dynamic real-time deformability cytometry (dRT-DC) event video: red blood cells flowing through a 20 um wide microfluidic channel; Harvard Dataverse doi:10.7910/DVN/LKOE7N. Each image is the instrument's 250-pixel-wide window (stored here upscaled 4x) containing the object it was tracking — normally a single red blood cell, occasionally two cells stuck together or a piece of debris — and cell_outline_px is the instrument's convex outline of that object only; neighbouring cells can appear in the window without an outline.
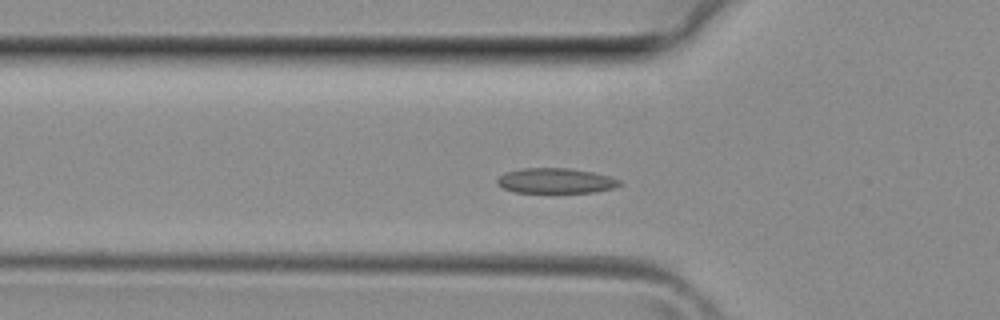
{"species": "common noctule bat (a hibernating species)", "species_latin": "Nyctalus noctula", "temperature_condition": "room temperature", "stored_images_in_passage": 32, "camera_frame_rate_fps": 3000, "um_per_image_px": 0.085, "animal": {"sex": "female", "body_mass_g": 29.2, "forearm_length_mm": 56.3}, "frame": {"image": 1, "passage_image": 9, "time_ms": 2.667, "image_size_px": [1000, 320], "cell_outline_px": [[624, 184], [616, 188], [596, 192], [512, 192], [496, 184], [496, 180], [504, 172], [520, 168], [568, 168], [592, 172], [612, 176], [620, 180]], "centroid_in_image_um": [47.27, 15.36], "position_along_channel_um": 78.5, "area_um2": 18.21}}
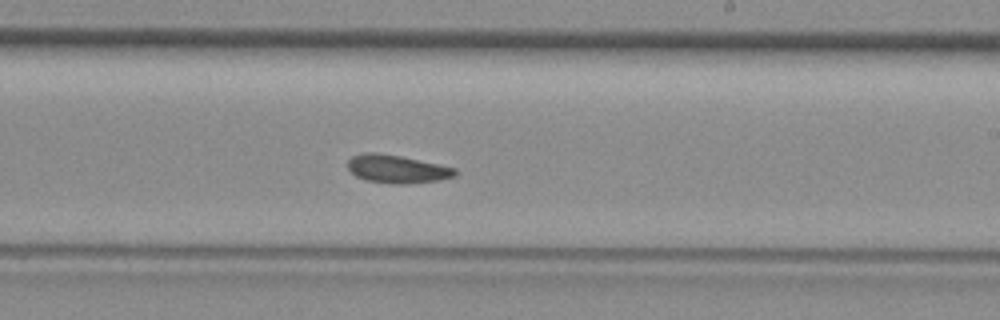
{"frame": {"image": 2, "passage_image": 19, "time_ms": 6.0, "image_size_px": [1000, 320], "cell_outline_px": [[456, 176], [436, 180], [404, 184], [392, 184], [364, 180], [356, 176], [348, 168], [348, 160], [352, 156], [368, 152], [376, 152], [400, 156], [456, 168]], "centroid_in_image_um": [33.71, 14.37], "position_along_channel_um": 255.3, "area_um2": 17.4}}
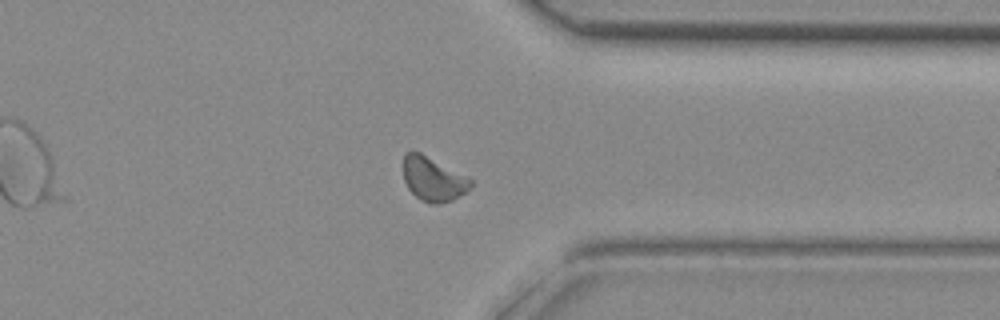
{"frame": {"image": 3, "passage_image": 26, "time_ms": 8.333, "image_size_px": [1000, 320], "cell_outline_px": [[472, 184], [464, 192], [452, 200], [440, 204], [428, 204], [416, 196], [408, 188], [404, 180], [404, 152], [420, 152], [472, 180]], "centroid_in_image_um": [36.78, 15.24], "position_along_channel_um": 374.6, "area_um2": 16.88}}